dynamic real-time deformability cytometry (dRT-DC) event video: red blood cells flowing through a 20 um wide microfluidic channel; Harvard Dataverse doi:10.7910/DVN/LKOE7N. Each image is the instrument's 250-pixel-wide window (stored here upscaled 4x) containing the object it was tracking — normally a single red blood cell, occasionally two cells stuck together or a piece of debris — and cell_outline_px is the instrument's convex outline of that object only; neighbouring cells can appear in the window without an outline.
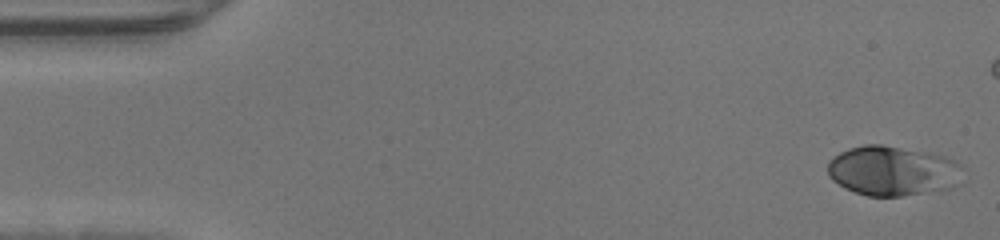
{"species": "human", "species_latin": "Homo sapiens", "temperature_condition": "warm", "stored_images_in_passage": 42, "camera_frame_rate_fps": 3000, "um_per_image_px": 0.085, "donor": {"sex": "male"}, "frame": {"image": 1, "passage_image": 1, "time_ms": 0.0, "image_size_px": [1000, 240], "cell_outline_px": [[960, 184], [944, 192], [904, 196], [868, 196], [844, 188], [832, 180], [828, 176], [828, 160], [840, 152], [848, 148], [864, 144], [880, 144], [944, 156], [952, 160], [956, 164]], "centroid_in_image_um": [75.83, 14.56], "position_along_channel_um": 9.2, "area_um2": 39.25}}
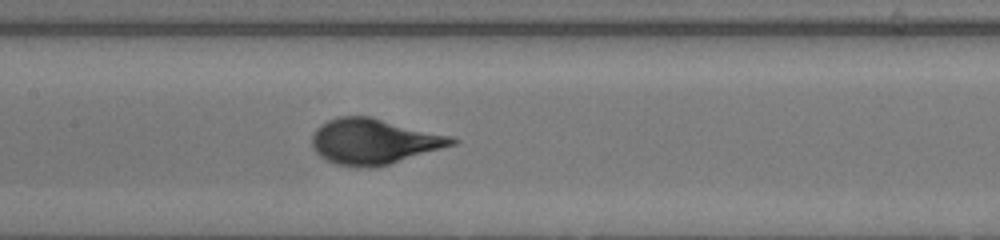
{"frame": {"image": 2, "passage_image": 22, "time_ms": 7.0, "image_size_px": [1000, 240], "cell_outline_px": [[460, 140], [456, 144], [388, 164], [372, 168], [356, 168], [336, 164], [320, 156], [312, 148], [312, 136], [316, 128], [320, 124], [328, 120], [340, 116], [368, 116], [452, 136]], "centroid_in_image_um": [31.75, 12.03], "position_along_channel_um": 175.6, "area_um2": 36.99}}
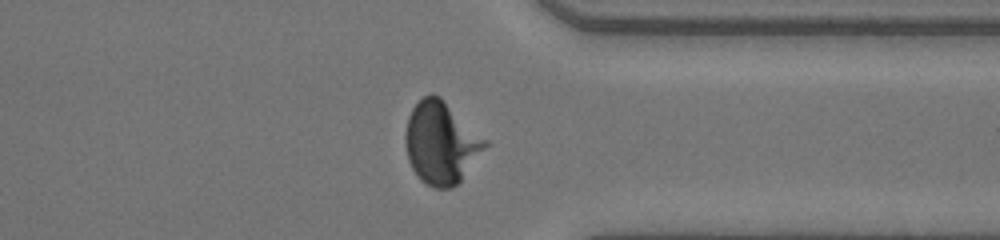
{"frame": {"image": 3, "passage_image": 36, "time_ms": 11.667, "image_size_px": [1000, 240], "cell_outline_px": [[492, 144], [460, 180], [452, 188], [432, 188], [420, 180], [412, 168], [408, 160], [404, 140], [404, 136], [408, 116], [412, 108], [424, 96], [432, 92], [440, 96], [488, 140]], "centroid_in_image_um": [37.52, 12.13], "position_along_channel_um": 373.9, "area_um2": 38.73}}